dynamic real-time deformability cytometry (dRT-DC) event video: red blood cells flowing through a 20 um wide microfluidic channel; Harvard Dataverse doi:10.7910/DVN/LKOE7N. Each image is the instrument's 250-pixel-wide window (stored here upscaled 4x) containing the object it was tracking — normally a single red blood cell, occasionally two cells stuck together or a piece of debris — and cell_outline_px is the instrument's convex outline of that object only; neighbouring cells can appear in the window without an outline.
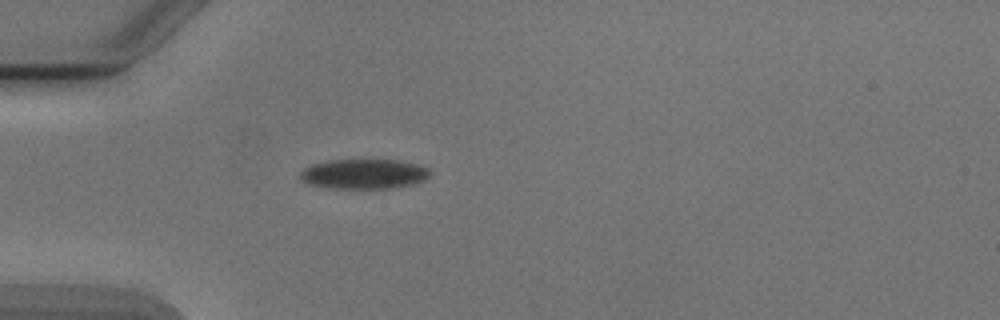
{"species": "Egyptian fruit bat (a non-hibernating species)", "species_latin": "Rousettus aegyptiacus", "temperature_condition": "cold", "stored_images_in_passage": 1, "camera_frame_rate_fps": 3000, "um_per_image_px": 0.085, "animal": {"sex": "male"}, "frame": {"image": 1, "passage_image": 1, "time_ms": 0.0, "image_size_px": [1000, 320], "cell_outline_px": [[432, 176], [424, 180], [412, 184], [388, 188], [328, 188], [308, 184], [300, 180], [300, 172], [304, 168], [312, 164], [328, 160], [400, 160], [420, 164], [428, 168], [432, 172]], "centroid_in_image_um": [30.95, 14.78], "position_along_channel_um": 54.0, "area_um2": 22.83}}